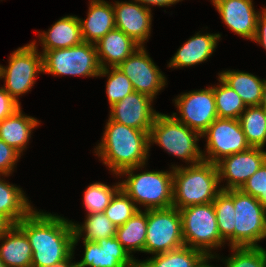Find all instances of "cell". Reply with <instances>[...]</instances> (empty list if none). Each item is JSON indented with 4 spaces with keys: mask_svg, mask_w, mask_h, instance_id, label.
<instances>
[{
    "mask_svg": "<svg viewBox=\"0 0 266 267\" xmlns=\"http://www.w3.org/2000/svg\"><path fill=\"white\" fill-rule=\"evenodd\" d=\"M73 223L50 213L32 210L16 225L33 251L32 267H72Z\"/></svg>",
    "mask_w": 266,
    "mask_h": 267,
    "instance_id": "cell-1",
    "label": "cell"
},
{
    "mask_svg": "<svg viewBox=\"0 0 266 267\" xmlns=\"http://www.w3.org/2000/svg\"><path fill=\"white\" fill-rule=\"evenodd\" d=\"M101 141L95 153L116 175L128 168H144L150 149L147 131L119 124L109 118Z\"/></svg>",
    "mask_w": 266,
    "mask_h": 267,
    "instance_id": "cell-2",
    "label": "cell"
},
{
    "mask_svg": "<svg viewBox=\"0 0 266 267\" xmlns=\"http://www.w3.org/2000/svg\"><path fill=\"white\" fill-rule=\"evenodd\" d=\"M172 168L174 208L211 203L222 191L218 188L219 173L215 163L203 160L188 167L176 165Z\"/></svg>",
    "mask_w": 266,
    "mask_h": 267,
    "instance_id": "cell-3",
    "label": "cell"
},
{
    "mask_svg": "<svg viewBox=\"0 0 266 267\" xmlns=\"http://www.w3.org/2000/svg\"><path fill=\"white\" fill-rule=\"evenodd\" d=\"M138 167L121 171L118 175H128L120 182L122 189L135 203L148 209H167L173 205V168L172 171H147L134 174Z\"/></svg>",
    "mask_w": 266,
    "mask_h": 267,
    "instance_id": "cell-4",
    "label": "cell"
},
{
    "mask_svg": "<svg viewBox=\"0 0 266 267\" xmlns=\"http://www.w3.org/2000/svg\"><path fill=\"white\" fill-rule=\"evenodd\" d=\"M199 137H202L200 133L190 129L173 115L158 113L149 133V145L157 143L169 154L193 165L204 160V153L197 145Z\"/></svg>",
    "mask_w": 266,
    "mask_h": 267,
    "instance_id": "cell-5",
    "label": "cell"
},
{
    "mask_svg": "<svg viewBox=\"0 0 266 267\" xmlns=\"http://www.w3.org/2000/svg\"><path fill=\"white\" fill-rule=\"evenodd\" d=\"M179 210L185 246L197 249L206 256H214L210 250L220 247L225 241L218 231L213 202Z\"/></svg>",
    "mask_w": 266,
    "mask_h": 267,
    "instance_id": "cell-6",
    "label": "cell"
},
{
    "mask_svg": "<svg viewBox=\"0 0 266 267\" xmlns=\"http://www.w3.org/2000/svg\"><path fill=\"white\" fill-rule=\"evenodd\" d=\"M43 73L97 77L101 71L96 46L82 42L79 45L43 51Z\"/></svg>",
    "mask_w": 266,
    "mask_h": 267,
    "instance_id": "cell-7",
    "label": "cell"
},
{
    "mask_svg": "<svg viewBox=\"0 0 266 267\" xmlns=\"http://www.w3.org/2000/svg\"><path fill=\"white\" fill-rule=\"evenodd\" d=\"M185 245L180 210H147V234L144 252L152 254L165 253Z\"/></svg>",
    "mask_w": 266,
    "mask_h": 267,
    "instance_id": "cell-8",
    "label": "cell"
},
{
    "mask_svg": "<svg viewBox=\"0 0 266 267\" xmlns=\"http://www.w3.org/2000/svg\"><path fill=\"white\" fill-rule=\"evenodd\" d=\"M35 44L33 41L19 47L10 55L8 67L2 66L3 88L19 105L18 96L30 91L37 73L43 72L42 54L38 53Z\"/></svg>",
    "mask_w": 266,
    "mask_h": 267,
    "instance_id": "cell-9",
    "label": "cell"
},
{
    "mask_svg": "<svg viewBox=\"0 0 266 267\" xmlns=\"http://www.w3.org/2000/svg\"><path fill=\"white\" fill-rule=\"evenodd\" d=\"M235 207V247H259L266 238V209L241 189H233Z\"/></svg>",
    "mask_w": 266,
    "mask_h": 267,
    "instance_id": "cell-10",
    "label": "cell"
},
{
    "mask_svg": "<svg viewBox=\"0 0 266 267\" xmlns=\"http://www.w3.org/2000/svg\"><path fill=\"white\" fill-rule=\"evenodd\" d=\"M201 136H207L208 156L203 154V159L215 164L226 156L250 148L239 119L216 118Z\"/></svg>",
    "mask_w": 266,
    "mask_h": 267,
    "instance_id": "cell-11",
    "label": "cell"
},
{
    "mask_svg": "<svg viewBox=\"0 0 266 267\" xmlns=\"http://www.w3.org/2000/svg\"><path fill=\"white\" fill-rule=\"evenodd\" d=\"M181 117L172 115L184 125L202 134L218 118L213 87L183 93L175 100Z\"/></svg>",
    "mask_w": 266,
    "mask_h": 267,
    "instance_id": "cell-12",
    "label": "cell"
},
{
    "mask_svg": "<svg viewBox=\"0 0 266 267\" xmlns=\"http://www.w3.org/2000/svg\"><path fill=\"white\" fill-rule=\"evenodd\" d=\"M117 68L129 78L134 91L152 99L166 85L164 75L149 57L144 46H140Z\"/></svg>",
    "mask_w": 266,
    "mask_h": 267,
    "instance_id": "cell-13",
    "label": "cell"
},
{
    "mask_svg": "<svg viewBox=\"0 0 266 267\" xmlns=\"http://www.w3.org/2000/svg\"><path fill=\"white\" fill-rule=\"evenodd\" d=\"M265 161L266 151L259 147H250L246 151L222 158L216 163L219 182L225 178L228 184L221 187V189L224 191L241 189Z\"/></svg>",
    "mask_w": 266,
    "mask_h": 267,
    "instance_id": "cell-14",
    "label": "cell"
},
{
    "mask_svg": "<svg viewBox=\"0 0 266 267\" xmlns=\"http://www.w3.org/2000/svg\"><path fill=\"white\" fill-rule=\"evenodd\" d=\"M153 100L145 94L133 91L110 107L109 118L119 124L150 133L151 126L159 113L151 106Z\"/></svg>",
    "mask_w": 266,
    "mask_h": 267,
    "instance_id": "cell-15",
    "label": "cell"
},
{
    "mask_svg": "<svg viewBox=\"0 0 266 267\" xmlns=\"http://www.w3.org/2000/svg\"><path fill=\"white\" fill-rule=\"evenodd\" d=\"M84 256L73 267H138V261L129 255L116 237L97 242L83 240Z\"/></svg>",
    "mask_w": 266,
    "mask_h": 267,
    "instance_id": "cell-16",
    "label": "cell"
},
{
    "mask_svg": "<svg viewBox=\"0 0 266 267\" xmlns=\"http://www.w3.org/2000/svg\"><path fill=\"white\" fill-rule=\"evenodd\" d=\"M115 27L129 36L139 46H143L150 36L151 8L134 2H116L113 5Z\"/></svg>",
    "mask_w": 266,
    "mask_h": 267,
    "instance_id": "cell-17",
    "label": "cell"
},
{
    "mask_svg": "<svg viewBox=\"0 0 266 267\" xmlns=\"http://www.w3.org/2000/svg\"><path fill=\"white\" fill-rule=\"evenodd\" d=\"M222 21L232 32L253 41L256 34L257 18L252 0H211Z\"/></svg>",
    "mask_w": 266,
    "mask_h": 267,
    "instance_id": "cell-18",
    "label": "cell"
},
{
    "mask_svg": "<svg viewBox=\"0 0 266 267\" xmlns=\"http://www.w3.org/2000/svg\"><path fill=\"white\" fill-rule=\"evenodd\" d=\"M87 16L85 20L79 18L83 42L96 44L116 28L113 4L104 0H91Z\"/></svg>",
    "mask_w": 266,
    "mask_h": 267,
    "instance_id": "cell-19",
    "label": "cell"
},
{
    "mask_svg": "<svg viewBox=\"0 0 266 267\" xmlns=\"http://www.w3.org/2000/svg\"><path fill=\"white\" fill-rule=\"evenodd\" d=\"M95 46L101 69L109 65L117 67L140 47L124 32L116 28L109 31Z\"/></svg>",
    "mask_w": 266,
    "mask_h": 267,
    "instance_id": "cell-20",
    "label": "cell"
},
{
    "mask_svg": "<svg viewBox=\"0 0 266 267\" xmlns=\"http://www.w3.org/2000/svg\"><path fill=\"white\" fill-rule=\"evenodd\" d=\"M220 37V34L201 35L198 32L177 50L168 67L180 68L204 62L212 55Z\"/></svg>",
    "mask_w": 266,
    "mask_h": 267,
    "instance_id": "cell-21",
    "label": "cell"
},
{
    "mask_svg": "<svg viewBox=\"0 0 266 267\" xmlns=\"http://www.w3.org/2000/svg\"><path fill=\"white\" fill-rule=\"evenodd\" d=\"M43 51L63 49L83 42L81 24L76 16H65L59 19L48 32L39 34Z\"/></svg>",
    "mask_w": 266,
    "mask_h": 267,
    "instance_id": "cell-22",
    "label": "cell"
},
{
    "mask_svg": "<svg viewBox=\"0 0 266 267\" xmlns=\"http://www.w3.org/2000/svg\"><path fill=\"white\" fill-rule=\"evenodd\" d=\"M0 259L5 267H32L33 251L25 233L14 225L0 237Z\"/></svg>",
    "mask_w": 266,
    "mask_h": 267,
    "instance_id": "cell-23",
    "label": "cell"
},
{
    "mask_svg": "<svg viewBox=\"0 0 266 267\" xmlns=\"http://www.w3.org/2000/svg\"><path fill=\"white\" fill-rule=\"evenodd\" d=\"M38 125V120L23 115L20 107L0 122V139L21 154L29 142L32 130Z\"/></svg>",
    "mask_w": 266,
    "mask_h": 267,
    "instance_id": "cell-24",
    "label": "cell"
},
{
    "mask_svg": "<svg viewBox=\"0 0 266 267\" xmlns=\"http://www.w3.org/2000/svg\"><path fill=\"white\" fill-rule=\"evenodd\" d=\"M219 77L242 98L246 106H260L263 93V80L251 73L223 71Z\"/></svg>",
    "mask_w": 266,
    "mask_h": 267,
    "instance_id": "cell-25",
    "label": "cell"
},
{
    "mask_svg": "<svg viewBox=\"0 0 266 267\" xmlns=\"http://www.w3.org/2000/svg\"><path fill=\"white\" fill-rule=\"evenodd\" d=\"M32 210L33 206L21 188L0 179V215L7 217L16 225Z\"/></svg>",
    "mask_w": 266,
    "mask_h": 267,
    "instance_id": "cell-26",
    "label": "cell"
},
{
    "mask_svg": "<svg viewBox=\"0 0 266 267\" xmlns=\"http://www.w3.org/2000/svg\"><path fill=\"white\" fill-rule=\"evenodd\" d=\"M147 234V210H139L125 224L118 226L115 237L130 255L132 251L144 252Z\"/></svg>",
    "mask_w": 266,
    "mask_h": 267,
    "instance_id": "cell-27",
    "label": "cell"
},
{
    "mask_svg": "<svg viewBox=\"0 0 266 267\" xmlns=\"http://www.w3.org/2000/svg\"><path fill=\"white\" fill-rule=\"evenodd\" d=\"M206 255L188 246L154 255L145 261H138V267H197Z\"/></svg>",
    "mask_w": 266,
    "mask_h": 267,
    "instance_id": "cell-28",
    "label": "cell"
},
{
    "mask_svg": "<svg viewBox=\"0 0 266 267\" xmlns=\"http://www.w3.org/2000/svg\"><path fill=\"white\" fill-rule=\"evenodd\" d=\"M217 217V226L221 238L229 241L230 247H235V207L233 190H222L213 201Z\"/></svg>",
    "mask_w": 266,
    "mask_h": 267,
    "instance_id": "cell-29",
    "label": "cell"
},
{
    "mask_svg": "<svg viewBox=\"0 0 266 267\" xmlns=\"http://www.w3.org/2000/svg\"><path fill=\"white\" fill-rule=\"evenodd\" d=\"M86 217L83 225L72 222L74 229L73 247L84 233L83 240L90 242H97L103 238L115 236L117 227L106 217L104 212L89 214Z\"/></svg>",
    "mask_w": 266,
    "mask_h": 267,
    "instance_id": "cell-30",
    "label": "cell"
},
{
    "mask_svg": "<svg viewBox=\"0 0 266 267\" xmlns=\"http://www.w3.org/2000/svg\"><path fill=\"white\" fill-rule=\"evenodd\" d=\"M239 121L250 147L263 148L266 144V111L261 106H247Z\"/></svg>",
    "mask_w": 266,
    "mask_h": 267,
    "instance_id": "cell-31",
    "label": "cell"
},
{
    "mask_svg": "<svg viewBox=\"0 0 266 267\" xmlns=\"http://www.w3.org/2000/svg\"><path fill=\"white\" fill-rule=\"evenodd\" d=\"M218 80L221 85L213 87L218 118L239 119L247 106L235 90L220 77Z\"/></svg>",
    "mask_w": 266,
    "mask_h": 267,
    "instance_id": "cell-32",
    "label": "cell"
},
{
    "mask_svg": "<svg viewBox=\"0 0 266 267\" xmlns=\"http://www.w3.org/2000/svg\"><path fill=\"white\" fill-rule=\"evenodd\" d=\"M113 187L96 182L87 187L84 192V205L87 215L104 212L109 206L112 197L120 189V182Z\"/></svg>",
    "mask_w": 266,
    "mask_h": 267,
    "instance_id": "cell-33",
    "label": "cell"
},
{
    "mask_svg": "<svg viewBox=\"0 0 266 267\" xmlns=\"http://www.w3.org/2000/svg\"><path fill=\"white\" fill-rule=\"evenodd\" d=\"M132 199L119 189L112 197L109 206L105 209L106 217L116 226L125 224L140 209Z\"/></svg>",
    "mask_w": 266,
    "mask_h": 267,
    "instance_id": "cell-34",
    "label": "cell"
},
{
    "mask_svg": "<svg viewBox=\"0 0 266 267\" xmlns=\"http://www.w3.org/2000/svg\"><path fill=\"white\" fill-rule=\"evenodd\" d=\"M101 69L99 76H105L108 74V80L106 84V93L110 107L124 99L127 95L134 91L133 86L129 78L117 67H110Z\"/></svg>",
    "mask_w": 266,
    "mask_h": 267,
    "instance_id": "cell-35",
    "label": "cell"
},
{
    "mask_svg": "<svg viewBox=\"0 0 266 267\" xmlns=\"http://www.w3.org/2000/svg\"><path fill=\"white\" fill-rule=\"evenodd\" d=\"M234 253L225 259V267H266V250L259 247H230Z\"/></svg>",
    "mask_w": 266,
    "mask_h": 267,
    "instance_id": "cell-36",
    "label": "cell"
},
{
    "mask_svg": "<svg viewBox=\"0 0 266 267\" xmlns=\"http://www.w3.org/2000/svg\"><path fill=\"white\" fill-rule=\"evenodd\" d=\"M241 190L255 197L266 209V161L243 185Z\"/></svg>",
    "mask_w": 266,
    "mask_h": 267,
    "instance_id": "cell-37",
    "label": "cell"
},
{
    "mask_svg": "<svg viewBox=\"0 0 266 267\" xmlns=\"http://www.w3.org/2000/svg\"><path fill=\"white\" fill-rule=\"evenodd\" d=\"M21 154L0 139V175L10 176Z\"/></svg>",
    "mask_w": 266,
    "mask_h": 267,
    "instance_id": "cell-38",
    "label": "cell"
},
{
    "mask_svg": "<svg viewBox=\"0 0 266 267\" xmlns=\"http://www.w3.org/2000/svg\"><path fill=\"white\" fill-rule=\"evenodd\" d=\"M19 108L20 105L3 87H0V122L6 117L11 116Z\"/></svg>",
    "mask_w": 266,
    "mask_h": 267,
    "instance_id": "cell-39",
    "label": "cell"
},
{
    "mask_svg": "<svg viewBox=\"0 0 266 267\" xmlns=\"http://www.w3.org/2000/svg\"><path fill=\"white\" fill-rule=\"evenodd\" d=\"M253 41L266 49V8L258 15L256 34Z\"/></svg>",
    "mask_w": 266,
    "mask_h": 267,
    "instance_id": "cell-40",
    "label": "cell"
},
{
    "mask_svg": "<svg viewBox=\"0 0 266 267\" xmlns=\"http://www.w3.org/2000/svg\"><path fill=\"white\" fill-rule=\"evenodd\" d=\"M142 6L149 8L148 5L169 6L175 4L181 0H136ZM144 4V5H143ZM147 4V6H146Z\"/></svg>",
    "mask_w": 266,
    "mask_h": 267,
    "instance_id": "cell-41",
    "label": "cell"
},
{
    "mask_svg": "<svg viewBox=\"0 0 266 267\" xmlns=\"http://www.w3.org/2000/svg\"><path fill=\"white\" fill-rule=\"evenodd\" d=\"M14 224L5 216L0 215V237L7 233Z\"/></svg>",
    "mask_w": 266,
    "mask_h": 267,
    "instance_id": "cell-42",
    "label": "cell"
},
{
    "mask_svg": "<svg viewBox=\"0 0 266 267\" xmlns=\"http://www.w3.org/2000/svg\"><path fill=\"white\" fill-rule=\"evenodd\" d=\"M260 106L266 111V80H263V93Z\"/></svg>",
    "mask_w": 266,
    "mask_h": 267,
    "instance_id": "cell-43",
    "label": "cell"
},
{
    "mask_svg": "<svg viewBox=\"0 0 266 267\" xmlns=\"http://www.w3.org/2000/svg\"><path fill=\"white\" fill-rule=\"evenodd\" d=\"M217 256H206L199 264L197 267H214V266H211L210 264H208V260L209 258L210 259H213Z\"/></svg>",
    "mask_w": 266,
    "mask_h": 267,
    "instance_id": "cell-44",
    "label": "cell"
},
{
    "mask_svg": "<svg viewBox=\"0 0 266 267\" xmlns=\"http://www.w3.org/2000/svg\"><path fill=\"white\" fill-rule=\"evenodd\" d=\"M0 267H5V265L3 264V262L0 259Z\"/></svg>",
    "mask_w": 266,
    "mask_h": 267,
    "instance_id": "cell-45",
    "label": "cell"
},
{
    "mask_svg": "<svg viewBox=\"0 0 266 267\" xmlns=\"http://www.w3.org/2000/svg\"><path fill=\"white\" fill-rule=\"evenodd\" d=\"M1 74H2V66L0 65V79H2Z\"/></svg>",
    "mask_w": 266,
    "mask_h": 267,
    "instance_id": "cell-46",
    "label": "cell"
}]
</instances>
